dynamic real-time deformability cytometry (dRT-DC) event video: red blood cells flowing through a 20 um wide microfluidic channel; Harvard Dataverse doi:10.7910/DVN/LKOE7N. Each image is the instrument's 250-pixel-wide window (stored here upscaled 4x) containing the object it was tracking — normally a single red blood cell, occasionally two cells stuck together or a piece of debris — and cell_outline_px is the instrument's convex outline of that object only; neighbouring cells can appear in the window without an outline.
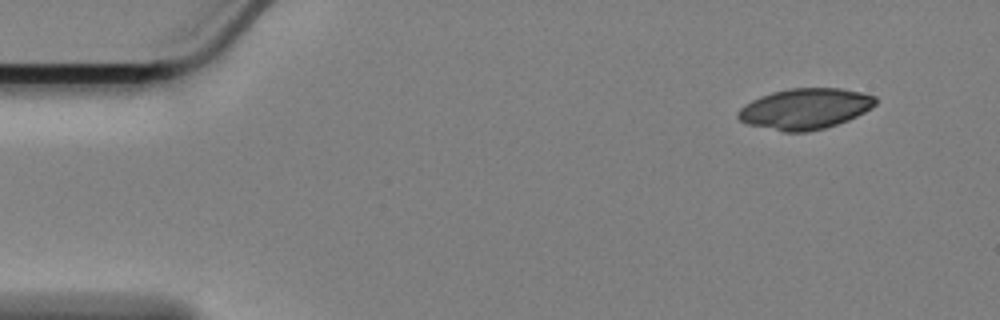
{"species": "Egyptian fruit bat (a non-hibernating species)", "species_latin": "Rousettus aegyptiacus", "temperature_condition": "cold", "stored_images_in_passage": 54, "camera_frame_rate_fps": 3000, "um_per_image_px": 0.085, "animal": {"sex": "female"}, "frame": {"image": 1, "passage_image": 1, "time_ms": 0.0, "image_size_px": [1000, 320], "cell_outline_px": [[876, 104], [872, 108], [848, 120], [824, 128], [808, 132], [784, 132], [748, 124], [740, 120], [736, 116], [736, 112], [744, 104], [760, 96], [772, 92], [788, 88], [840, 88], [860, 92], [876, 96]], "centroid_in_image_um": [68.42, 9.24], "position_along_channel_um": 16.6, "area_um2": 32.71}}
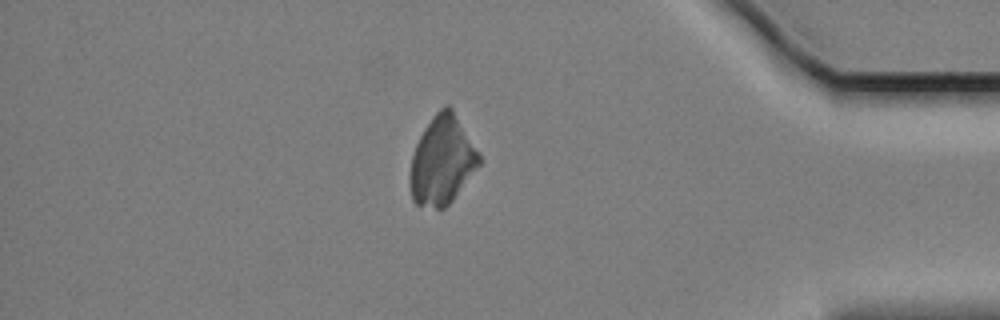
{"frame": {"image": 2, "passage_image": 46, "time_ms": 15.0, "image_size_px": [1000, 320], "cell_outline_px": [[480, 164], [452, 200], [444, 208], [436, 208], [416, 204], [412, 200], [408, 180], [412, 156], [416, 144], [424, 128], [432, 116], [444, 104], [448, 104], [452, 108], [480, 152]], "centroid_in_image_um": [37.57, 13.62], "position_along_channel_um": 397.6, "area_um2": 35.72}}
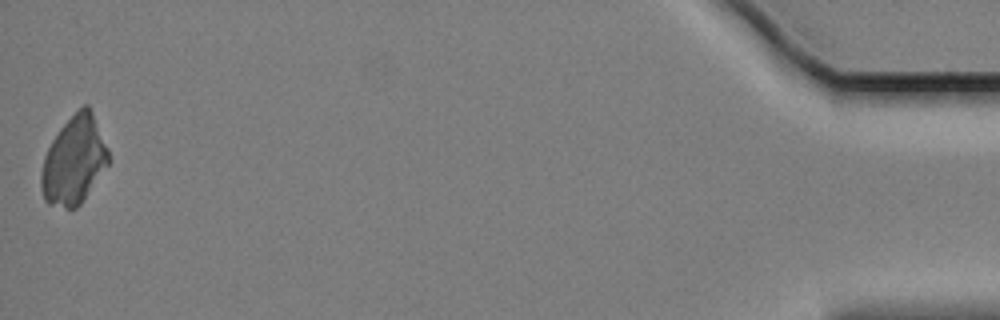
{"frame": {"image": 3, "passage_image": 54, "time_ms": 17.667, "image_size_px": [1000, 320], "cell_outline_px": [[112, 160], [80, 204], [76, 208], [64, 208], [48, 204], [44, 200], [40, 184], [40, 176], [44, 156], [52, 140], [60, 128], [84, 104], [88, 104], [92, 112], [108, 148]], "centroid_in_image_um": [6.3, 13.67], "position_along_channel_um": 428.9, "area_um2": 34.45}}